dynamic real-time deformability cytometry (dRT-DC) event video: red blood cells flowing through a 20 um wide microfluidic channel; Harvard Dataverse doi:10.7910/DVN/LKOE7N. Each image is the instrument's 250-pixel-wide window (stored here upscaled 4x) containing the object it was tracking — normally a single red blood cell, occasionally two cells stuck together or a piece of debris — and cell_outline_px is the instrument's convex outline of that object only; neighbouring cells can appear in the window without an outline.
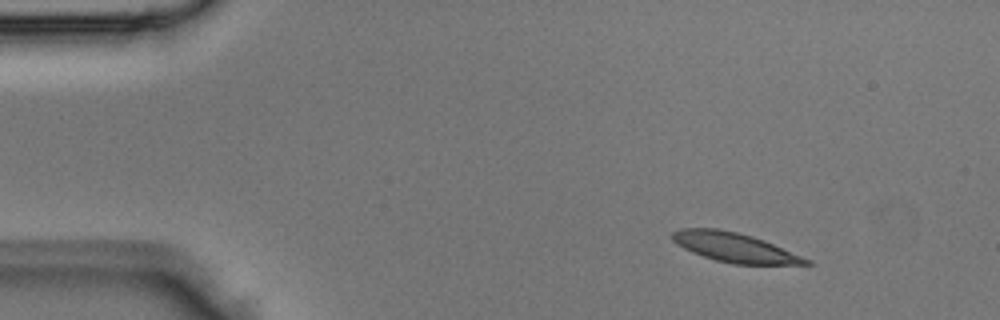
{"species": "Egyptian fruit bat (a non-hibernating species)", "species_latin": "Rousettus aegyptiacus", "temperature_condition": "room temperature", "stored_images_in_passage": 3, "camera_frame_rate_fps": 3000, "um_per_image_px": 0.085, "animal": {"sex": "male"}, "frame": {"image": 1, "passage_image": 1, "time_ms": 0.0, "image_size_px": [1000, 320], "cell_outline_px": [[812, 264], [732, 264], [716, 260], [692, 252], [684, 248], [672, 240], [672, 232], [680, 228], [716, 228], [736, 232], [752, 236], [764, 240], [812, 260]], "centroid_in_image_um": [62.44, 21.02], "position_along_channel_um": 22.6, "area_um2": 22.66}}
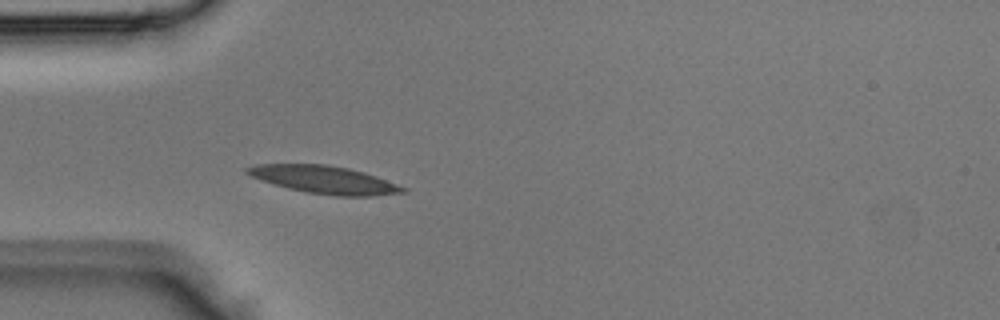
{"frame": {"image": 2, "passage_image": 3, "time_ms": 0.667, "image_size_px": [1000, 320], "cell_outline_px": [[408, 192], [372, 196], [336, 196], [304, 192], [288, 188], [252, 176], [244, 172], [244, 168], [256, 164], [328, 164], [348, 168], [364, 172], [376, 176], [408, 188]], "centroid_in_image_um": [27.61, 15.27], "position_along_channel_um": 57.4, "area_um2": 25.14}}